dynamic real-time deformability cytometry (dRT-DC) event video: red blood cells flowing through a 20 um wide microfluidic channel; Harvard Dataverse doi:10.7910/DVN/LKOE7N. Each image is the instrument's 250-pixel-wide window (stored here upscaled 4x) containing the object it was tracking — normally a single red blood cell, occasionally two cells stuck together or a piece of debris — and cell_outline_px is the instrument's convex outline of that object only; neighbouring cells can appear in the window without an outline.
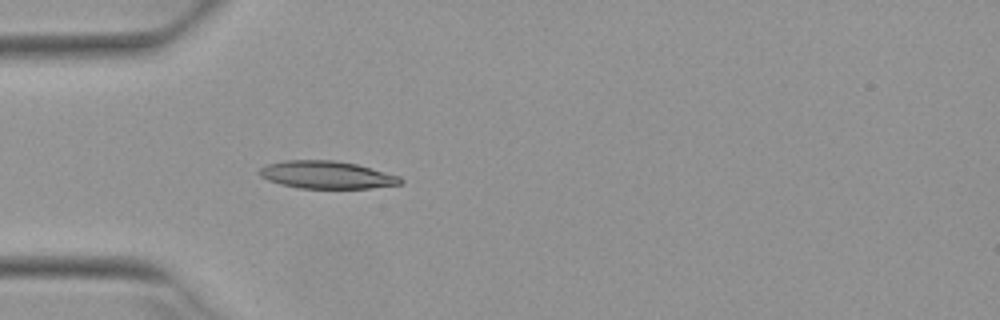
{"species": "Egyptian fruit bat (a non-hibernating species)", "species_latin": "Rousettus aegyptiacus", "temperature_condition": "warm", "stored_images_in_passage": 4, "camera_frame_rate_fps": 3000, "um_per_image_px": 0.085, "animal": {"sex": "female"}, "frame": {"image": 1, "passage_image": 4, "time_ms": 1.0, "image_size_px": [1000, 320], "cell_outline_px": [[404, 180], [400, 184], [368, 188], [300, 188], [280, 184], [268, 180], [260, 176], [256, 172], [260, 168], [268, 164], [284, 160], [332, 160], [356, 164], [400, 176]], "centroid_in_image_um": [27.73, 14.86], "position_along_channel_um": 57.3, "area_um2": 22.6}}